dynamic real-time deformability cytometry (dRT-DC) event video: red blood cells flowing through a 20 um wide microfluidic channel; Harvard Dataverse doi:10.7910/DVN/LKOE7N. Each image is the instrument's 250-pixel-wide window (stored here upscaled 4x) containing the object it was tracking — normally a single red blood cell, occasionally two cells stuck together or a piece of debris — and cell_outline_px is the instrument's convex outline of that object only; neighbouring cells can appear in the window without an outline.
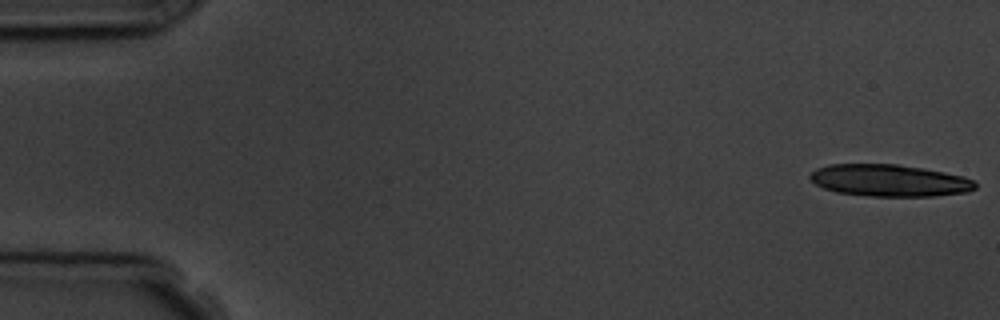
{"species": "common noctule bat (a hibernating species)", "species_latin": "Nyctalus noctula", "temperature_condition": "room temperature", "stored_images_in_passage": 7, "camera_frame_rate_fps": 3000, "um_per_image_px": 0.085, "animal": {"sex": "male", "body_mass_g": 19.5, "forearm_length_mm": 54.6}, "frame": {"image": 1, "passage_image": 1, "time_ms": 0.0, "image_size_px": [1000, 320], "cell_outline_px": [[976, 188], [968, 192], [932, 196], [872, 196], [836, 192], [824, 188], [816, 184], [808, 176], [816, 168], [828, 164], [896, 164], [944, 172], [964, 176], [972, 180], [976, 184]], "centroid_in_image_um": [75.58, 15.34], "position_along_channel_um": 9.4, "area_um2": 30.63}}